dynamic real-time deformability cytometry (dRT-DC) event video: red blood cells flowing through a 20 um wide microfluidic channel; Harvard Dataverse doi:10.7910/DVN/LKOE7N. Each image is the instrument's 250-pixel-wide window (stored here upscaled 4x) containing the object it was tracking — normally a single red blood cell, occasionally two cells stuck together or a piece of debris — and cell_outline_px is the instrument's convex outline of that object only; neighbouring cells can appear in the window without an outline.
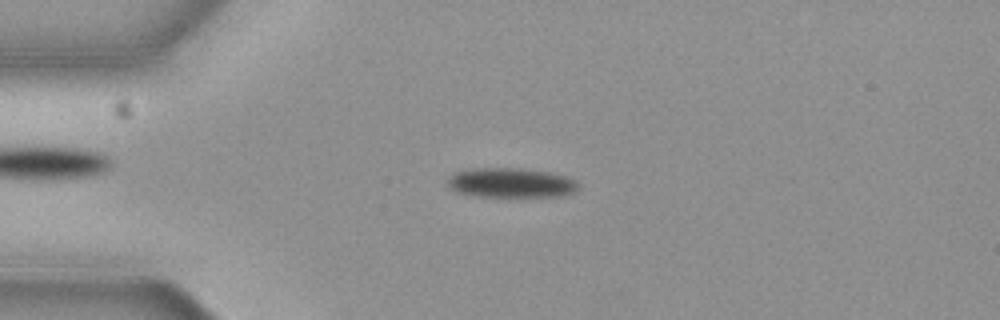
{"species": "common noctule bat (a hibernating species)", "species_latin": "Nyctalus noctula", "temperature_condition": "cold", "stored_images_in_passage": 37, "camera_frame_rate_fps": 3000, "um_per_image_px": 0.085, "animal": {"sex": "female", "body_mass_g": 19.3, "forearm_length_mm": 54.1}, "frame": {"image": 1, "passage_image": 11, "time_ms": 3.333, "image_size_px": [1000, 320], "cell_outline_px": [[580, 184], [572, 192], [556, 196], [476, 196], [456, 192], [448, 188], [448, 176], [456, 172], [472, 168], [520, 168], [548, 172], [568, 176], [576, 180]], "centroid_in_image_um": [43.39, 15.52], "position_along_channel_um": 41.6, "area_um2": 22.54}}
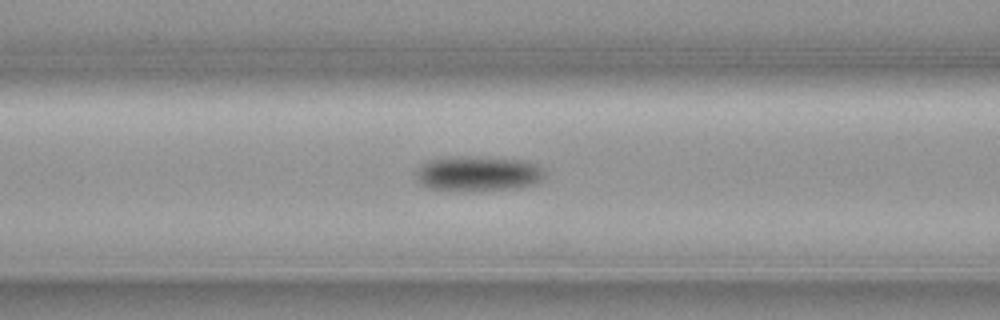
{"frame": {"image": 2, "passage_image": 20, "time_ms": 6.333, "image_size_px": [1000, 320], "cell_outline_px": [[544, 176], [540, 180], [532, 184], [504, 188], [428, 188], [420, 184], [416, 180], [416, 172], [420, 164], [428, 160], [448, 156], [488, 156], [524, 160], [536, 164], [544, 172]], "centroid_in_image_um": [40.57, 14.67], "position_along_channel_um": 126.0, "area_um2": 25.55}}
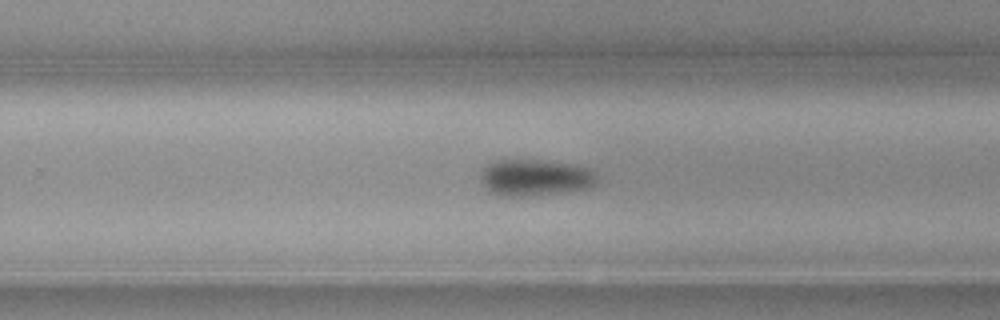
{"frame": {"image": 3, "passage_image": 33, "time_ms": 10.667, "image_size_px": [1000, 320], "cell_outline_px": [[596, 184], [588, 188], [560, 192], [524, 196], [500, 196], [492, 192], [484, 184], [480, 176], [484, 168], [492, 160], [540, 160], [576, 164], [588, 168], [596, 172]], "centroid_in_image_um": [45.51, 15.08], "position_along_channel_um": 284.3, "area_um2": 24.62}}